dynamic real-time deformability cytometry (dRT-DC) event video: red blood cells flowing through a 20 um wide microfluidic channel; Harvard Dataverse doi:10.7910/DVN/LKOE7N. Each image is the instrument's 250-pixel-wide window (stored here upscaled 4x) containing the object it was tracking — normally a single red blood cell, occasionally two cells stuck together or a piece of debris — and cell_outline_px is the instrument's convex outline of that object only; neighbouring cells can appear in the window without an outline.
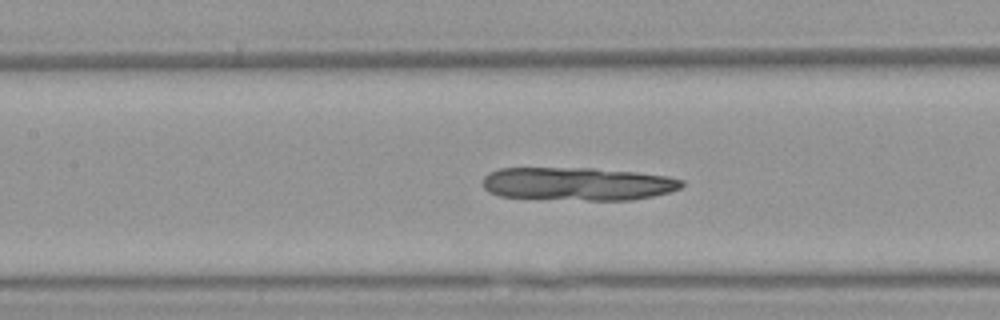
{"species": "Egyptian fruit bat (a non-hibernating species)", "species_latin": "Rousettus aegyptiacus", "temperature_condition": "warm", "stored_images_in_passage": 37, "camera_frame_rate_fps": 3000, "um_per_image_px": 0.085, "animal": {"sex": "female"}, "frame": {"image": 1, "passage_image": 9, "time_ms": 2.667, "image_size_px": [1000, 320], "cell_outline_px": [[684, 184], [680, 188], [668, 192], [652, 196], [632, 200], [588, 200], [500, 196], [488, 192], [484, 188], [484, 176], [488, 172], [500, 168], [596, 168], [636, 172], [668, 176], [684, 180]], "centroid_in_image_um": [49.12, 15.62], "position_along_channel_um": 158.3, "area_um2": 38.44}}
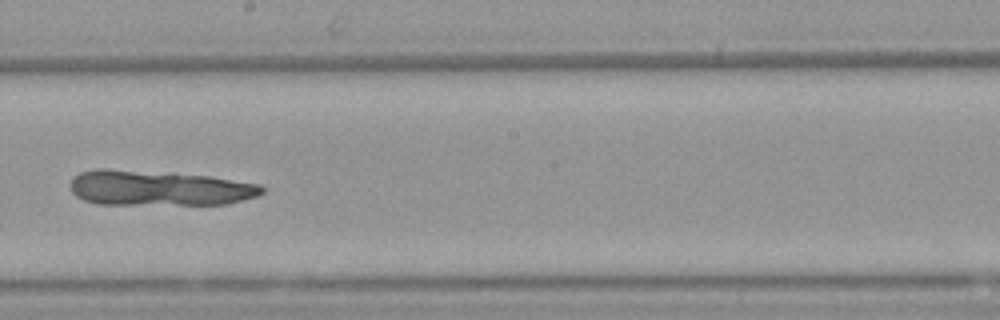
{"frame": {"image": 2, "passage_image": 15, "time_ms": 4.667, "image_size_px": [1000, 320], "cell_outline_px": [[264, 192], [256, 196], [244, 200], [228, 204], [96, 204], [84, 200], [76, 196], [72, 192], [72, 180], [80, 172], [96, 168], [104, 168], [172, 172], [208, 176], [260, 184], [264, 188]], "centroid_in_image_um": [13.51, 15.97], "position_along_channel_um": 234.7, "area_um2": 39.54}}
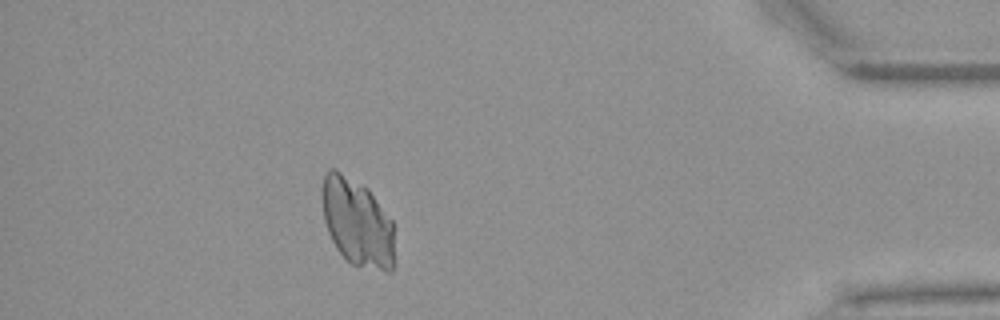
{"frame": {"image": 3, "passage_image": 32, "time_ms": 10.333, "image_size_px": [1000, 320], "cell_outline_px": [[396, 264], [392, 272], [388, 272], [352, 264], [336, 248], [328, 232], [324, 220], [320, 192], [324, 172], [328, 168], [336, 168], [368, 188], [392, 220]], "centroid_in_image_um": [30.36, 18.89], "position_along_channel_um": 404.8, "area_um2": 37.86}}